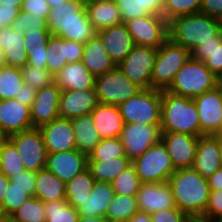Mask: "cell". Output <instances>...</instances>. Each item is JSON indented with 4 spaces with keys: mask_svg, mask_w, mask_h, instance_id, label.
Segmentation results:
<instances>
[{
    "mask_svg": "<svg viewBox=\"0 0 222 222\" xmlns=\"http://www.w3.org/2000/svg\"><path fill=\"white\" fill-rule=\"evenodd\" d=\"M23 34L26 50L29 47H47L48 41L51 37V33L49 30H29Z\"/></svg>",
    "mask_w": 222,
    "mask_h": 222,
    "instance_id": "50",
    "label": "cell"
},
{
    "mask_svg": "<svg viewBox=\"0 0 222 222\" xmlns=\"http://www.w3.org/2000/svg\"><path fill=\"white\" fill-rule=\"evenodd\" d=\"M141 89L118 66L95 78L98 101L104 104L119 106L135 96Z\"/></svg>",
    "mask_w": 222,
    "mask_h": 222,
    "instance_id": "9",
    "label": "cell"
},
{
    "mask_svg": "<svg viewBox=\"0 0 222 222\" xmlns=\"http://www.w3.org/2000/svg\"><path fill=\"white\" fill-rule=\"evenodd\" d=\"M91 116L101 140L120 136L125 124L119 106L99 102Z\"/></svg>",
    "mask_w": 222,
    "mask_h": 222,
    "instance_id": "25",
    "label": "cell"
},
{
    "mask_svg": "<svg viewBox=\"0 0 222 222\" xmlns=\"http://www.w3.org/2000/svg\"><path fill=\"white\" fill-rule=\"evenodd\" d=\"M207 181L210 191L222 190V168L217 169Z\"/></svg>",
    "mask_w": 222,
    "mask_h": 222,
    "instance_id": "58",
    "label": "cell"
},
{
    "mask_svg": "<svg viewBox=\"0 0 222 222\" xmlns=\"http://www.w3.org/2000/svg\"><path fill=\"white\" fill-rule=\"evenodd\" d=\"M152 222H186L189 217L177 207L161 209L150 214Z\"/></svg>",
    "mask_w": 222,
    "mask_h": 222,
    "instance_id": "48",
    "label": "cell"
},
{
    "mask_svg": "<svg viewBox=\"0 0 222 222\" xmlns=\"http://www.w3.org/2000/svg\"><path fill=\"white\" fill-rule=\"evenodd\" d=\"M222 31L220 19L198 12L175 17L168 22L169 38L190 52L207 41H215Z\"/></svg>",
    "mask_w": 222,
    "mask_h": 222,
    "instance_id": "3",
    "label": "cell"
},
{
    "mask_svg": "<svg viewBox=\"0 0 222 222\" xmlns=\"http://www.w3.org/2000/svg\"><path fill=\"white\" fill-rule=\"evenodd\" d=\"M9 140L15 145L25 170L45 169L47 150L38 128L12 134Z\"/></svg>",
    "mask_w": 222,
    "mask_h": 222,
    "instance_id": "11",
    "label": "cell"
},
{
    "mask_svg": "<svg viewBox=\"0 0 222 222\" xmlns=\"http://www.w3.org/2000/svg\"><path fill=\"white\" fill-rule=\"evenodd\" d=\"M125 147L119 137L100 140L88 155V161H104L112 158L125 157Z\"/></svg>",
    "mask_w": 222,
    "mask_h": 222,
    "instance_id": "41",
    "label": "cell"
},
{
    "mask_svg": "<svg viewBox=\"0 0 222 222\" xmlns=\"http://www.w3.org/2000/svg\"><path fill=\"white\" fill-rule=\"evenodd\" d=\"M44 202L31 196L11 216L14 222H46Z\"/></svg>",
    "mask_w": 222,
    "mask_h": 222,
    "instance_id": "40",
    "label": "cell"
},
{
    "mask_svg": "<svg viewBox=\"0 0 222 222\" xmlns=\"http://www.w3.org/2000/svg\"><path fill=\"white\" fill-rule=\"evenodd\" d=\"M115 196L111 183L95 181L89 197L77 209L79 216L105 217Z\"/></svg>",
    "mask_w": 222,
    "mask_h": 222,
    "instance_id": "28",
    "label": "cell"
},
{
    "mask_svg": "<svg viewBox=\"0 0 222 222\" xmlns=\"http://www.w3.org/2000/svg\"><path fill=\"white\" fill-rule=\"evenodd\" d=\"M222 218V190L210 191L204 219L208 221H220Z\"/></svg>",
    "mask_w": 222,
    "mask_h": 222,
    "instance_id": "47",
    "label": "cell"
},
{
    "mask_svg": "<svg viewBox=\"0 0 222 222\" xmlns=\"http://www.w3.org/2000/svg\"><path fill=\"white\" fill-rule=\"evenodd\" d=\"M221 83L222 80L212 73L204 62L190 57L178 70L166 91L193 99Z\"/></svg>",
    "mask_w": 222,
    "mask_h": 222,
    "instance_id": "5",
    "label": "cell"
},
{
    "mask_svg": "<svg viewBox=\"0 0 222 222\" xmlns=\"http://www.w3.org/2000/svg\"><path fill=\"white\" fill-rule=\"evenodd\" d=\"M164 143L175 170L192 168L196 153L198 136L181 132H161Z\"/></svg>",
    "mask_w": 222,
    "mask_h": 222,
    "instance_id": "15",
    "label": "cell"
},
{
    "mask_svg": "<svg viewBox=\"0 0 222 222\" xmlns=\"http://www.w3.org/2000/svg\"><path fill=\"white\" fill-rule=\"evenodd\" d=\"M36 172L24 170L10 178V182L16 187L27 190V194L34 196L36 190Z\"/></svg>",
    "mask_w": 222,
    "mask_h": 222,
    "instance_id": "49",
    "label": "cell"
},
{
    "mask_svg": "<svg viewBox=\"0 0 222 222\" xmlns=\"http://www.w3.org/2000/svg\"><path fill=\"white\" fill-rule=\"evenodd\" d=\"M191 57L190 51L168 38L158 49L151 75V88L166 90L178 70Z\"/></svg>",
    "mask_w": 222,
    "mask_h": 222,
    "instance_id": "6",
    "label": "cell"
},
{
    "mask_svg": "<svg viewBox=\"0 0 222 222\" xmlns=\"http://www.w3.org/2000/svg\"><path fill=\"white\" fill-rule=\"evenodd\" d=\"M54 77V83L61 90L95 89V76L82 61L68 63Z\"/></svg>",
    "mask_w": 222,
    "mask_h": 222,
    "instance_id": "26",
    "label": "cell"
},
{
    "mask_svg": "<svg viewBox=\"0 0 222 222\" xmlns=\"http://www.w3.org/2000/svg\"><path fill=\"white\" fill-rule=\"evenodd\" d=\"M10 179L3 173L0 172V207L3 203L4 194L6 192V188L8 187Z\"/></svg>",
    "mask_w": 222,
    "mask_h": 222,
    "instance_id": "59",
    "label": "cell"
},
{
    "mask_svg": "<svg viewBox=\"0 0 222 222\" xmlns=\"http://www.w3.org/2000/svg\"><path fill=\"white\" fill-rule=\"evenodd\" d=\"M0 47L4 51L7 66L22 68L27 63L24 34L10 26L0 28Z\"/></svg>",
    "mask_w": 222,
    "mask_h": 222,
    "instance_id": "30",
    "label": "cell"
},
{
    "mask_svg": "<svg viewBox=\"0 0 222 222\" xmlns=\"http://www.w3.org/2000/svg\"><path fill=\"white\" fill-rule=\"evenodd\" d=\"M36 92L37 90L35 88H32L29 84L23 83L21 89L16 95V100L31 108Z\"/></svg>",
    "mask_w": 222,
    "mask_h": 222,
    "instance_id": "56",
    "label": "cell"
},
{
    "mask_svg": "<svg viewBox=\"0 0 222 222\" xmlns=\"http://www.w3.org/2000/svg\"><path fill=\"white\" fill-rule=\"evenodd\" d=\"M50 6L45 0H24L21 10L32 15H38L48 20Z\"/></svg>",
    "mask_w": 222,
    "mask_h": 222,
    "instance_id": "52",
    "label": "cell"
},
{
    "mask_svg": "<svg viewBox=\"0 0 222 222\" xmlns=\"http://www.w3.org/2000/svg\"><path fill=\"white\" fill-rule=\"evenodd\" d=\"M202 0H164L163 17L169 22L175 17L198 13Z\"/></svg>",
    "mask_w": 222,
    "mask_h": 222,
    "instance_id": "43",
    "label": "cell"
},
{
    "mask_svg": "<svg viewBox=\"0 0 222 222\" xmlns=\"http://www.w3.org/2000/svg\"><path fill=\"white\" fill-rule=\"evenodd\" d=\"M23 81L36 90L54 83V77L48 69H38L26 64L21 68Z\"/></svg>",
    "mask_w": 222,
    "mask_h": 222,
    "instance_id": "45",
    "label": "cell"
},
{
    "mask_svg": "<svg viewBox=\"0 0 222 222\" xmlns=\"http://www.w3.org/2000/svg\"><path fill=\"white\" fill-rule=\"evenodd\" d=\"M125 24L136 46L158 49L169 38L168 21L161 15L134 18Z\"/></svg>",
    "mask_w": 222,
    "mask_h": 222,
    "instance_id": "10",
    "label": "cell"
},
{
    "mask_svg": "<svg viewBox=\"0 0 222 222\" xmlns=\"http://www.w3.org/2000/svg\"><path fill=\"white\" fill-rule=\"evenodd\" d=\"M160 124H125L119 139L125 147L126 156L131 160L140 157L148 148L161 140Z\"/></svg>",
    "mask_w": 222,
    "mask_h": 222,
    "instance_id": "12",
    "label": "cell"
},
{
    "mask_svg": "<svg viewBox=\"0 0 222 222\" xmlns=\"http://www.w3.org/2000/svg\"><path fill=\"white\" fill-rule=\"evenodd\" d=\"M112 61L120 64L136 46L125 23L111 26L96 32Z\"/></svg>",
    "mask_w": 222,
    "mask_h": 222,
    "instance_id": "22",
    "label": "cell"
},
{
    "mask_svg": "<svg viewBox=\"0 0 222 222\" xmlns=\"http://www.w3.org/2000/svg\"><path fill=\"white\" fill-rule=\"evenodd\" d=\"M107 222H130V221L129 219H126V220H113V221L108 220Z\"/></svg>",
    "mask_w": 222,
    "mask_h": 222,
    "instance_id": "69",
    "label": "cell"
},
{
    "mask_svg": "<svg viewBox=\"0 0 222 222\" xmlns=\"http://www.w3.org/2000/svg\"><path fill=\"white\" fill-rule=\"evenodd\" d=\"M24 0H0V5L21 8Z\"/></svg>",
    "mask_w": 222,
    "mask_h": 222,
    "instance_id": "61",
    "label": "cell"
},
{
    "mask_svg": "<svg viewBox=\"0 0 222 222\" xmlns=\"http://www.w3.org/2000/svg\"><path fill=\"white\" fill-rule=\"evenodd\" d=\"M98 103L95 89L61 90L59 117L72 120L80 116L89 115Z\"/></svg>",
    "mask_w": 222,
    "mask_h": 222,
    "instance_id": "20",
    "label": "cell"
},
{
    "mask_svg": "<svg viewBox=\"0 0 222 222\" xmlns=\"http://www.w3.org/2000/svg\"><path fill=\"white\" fill-rule=\"evenodd\" d=\"M0 222H14L12 216L0 214Z\"/></svg>",
    "mask_w": 222,
    "mask_h": 222,
    "instance_id": "66",
    "label": "cell"
},
{
    "mask_svg": "<svg viewBox=\"0 0 222 222\" xmlns=\"http://www.w3.org/2000/svg\"><path fill=\"white\" fill-rule=\"evenodd\" d=\"M162 90L141 89L135 96L119 105L124 124H160Z\"/></svg>",
    "mask_w": 222,
    "mask_h": 222,
    "instance_id": "7",
    "label": "cell"
},
{
    "mask_svg": "<svg viewBox=\"0 0 222 222\" xmlns=\"http://www.w3.org/2000/svg\"><path fill=\"white\" fill-rule=\"evenodd\" d=\"M132 165L141 183L168 182L169 177L176 171L161 140L133 160Z\"/></svg>",
    "mask_w": 222,
    "mask_h": 222,
    "instance_id": "8",
    "label": "cell"
},
{
    "mask_svg": "<svg viewBox=\"0 0 222 222\" xmlns=\"http://www.w3.org/2000/svg\"><path fill=\"white\" fill-rule=\"evenodd\" d=\"M157 49L135 46L117 66L136 85L142 89L151 88V75Z\"/></svg>",
    "mask_w": 222,
    "mask_h": 222,
    "instance_id": "13",
    "label": "cell"
},
{
    "mask_svg": "<svg viewBox=\"0 0 222 222\" xmlns=\"http://www.w3.org/2000/svg\"><path fill=\"white\" fill-rule=\"evenodd\" d=\"M60 93L61 88L55 83L37 90L30 108L33 128H40L59 118Z\"/></svg>",
    "mask_w": 222,
    "mask_h": 222,
    "instance_id": "19",
    "label": "cell"
},
{
    "mask_svg": "<svg viewBox=\"0 0 222 222\" xmlns=\"http://www.w3.org/2000/svg\"><path fill=\"white\" fill-rule=\"evenodd\" d=\"M46 222H78L79 213L76 208L67 204L66 199L44 202Z\"/></svg>",
    "mask_w": 222,
    "mask_h": 222,
    "instance_id": "39",
    "label": "cell"
},
{
    "mask_svg": "<svg viewBox=\"0 0 222 222\" xmlns=\"http://www.w3.org/2000/svg\"><path fill=\"white\" fill-rule=\"evenodd\" d=\"M6 65L5 55L3 49L0 47V68Z\"/></svg>",
    "mask_w": 222,
    "mask_h": 222,
    "instance_id": "67",
    "label": "cell"
},
{
    "mask_svg": "<svg viewBox=\"0 0 222 222\" xmlns=\"http://www.w3.org/2000/svg\"><path fill=\"white\" fill-rule=\"evenodd\" d=\"M130 222H152L150 214L138 211L130 219Z\"/></svg>",
    "mask_w": 222,
    "mask_h": 222,
    "instance_id": "60",
    "label": "cell"
},
{
    "mask_svg": "<svg viewBox=\"0 0 222 222\" xmlns=\"http://www.w3.org/2000/svg\"><path fill=\"white\" fill-rule=\"evenodd\" d=\"M136 198L139 211L148 214L161 209L176 207L168 182L141 183Z\"/></svg>",
    "mask_w": 222,
    "mask_h": 222,
    "instance_id": "21",
    "label": "cell"
},
{
    "mask_svg": "<svg viewBox=\"0 0 222 222\" xmlns=\"http://www.w3.org/2000/svg\"><path fill=\"white\" fill-rule=\"evenodd\" d=\"M48 30L51 35L83 44L96 34L84 0H68L54 5L50 9Z\"/></svg>",
    "mask_w": 222,
    "mask_h": 222,
    "instance_id": "1",
    "label": "cell"
},
{
    "mask_svg": "<svg viewBox=\"0 0 222 222\" xmlns=\"http://www.w3.org/2000/svg\"><path fill=\"white\" fill-rule=\"evenodd\" d=\"M9 139V135L0 126V147Z\"/></svg>",
    "mask_w": 222,
    "mask_h": 222,
    "instance_id": "63",
    "label": "cell"
},
{
    "mask_svg": "<svg viewBox=\"0 0 222 222\" xmlns=\"http://www.w3.org/2000/svg\"><path fill=\"white\" fill-rule=\"evenodd\" d=\"M83 49V43L51 35L47 45V69L54 76L68 63L82 61Z\"/></svg>",
    "mask_w": 222,
    "mask_h": 222,
    "instance_id": "16",
    "label": "cell"
},
{
    "mask_svg": "<svg viewBox=\"0 0 222 222\" xmlns=\"http://www.w3.org/2000/svg\"><path fill=\"white\" fill-rule=\"evenodd\" d=\"M82 63L95 77L110 72L116 67L97 34L84 44Z\"/></svg>",
    "mask_w": 222,
    "mask_h": 222,
    "instance_id": "27",
    "label": "cell"
},
{
    "mask_svg": "<svg viewBox=\"0 0 222 222\" xmlns=\"http://www.w3.org/2000/svg\"><path fill=\"white\" fill-rule=\"evenodd\" d=\"M139 17L147 15L163 16L164 0H135Z\"/></svg>",
    "mask_w": 222,
    "mask_h": 222,
    "instance_id": "51",
    "label": "cell"
},
{
    "mask_svg": "<svg viewBox=\"0 0 222 222\" xmlns=\"http://www.w3.org/2000/svg\"><path fill=\"white\" fill-rule=\"evenodd\" d=\"M186 222H204V218L189 217Z\"/></svg>",
    "mask_w": 222,
    "mask_h": 222,
    "instance_id": "68",
    "label": "cell"
},
{
    "mask_svg": "<svg viewBox=\"0 0 222 222\" xmlns=\"http://www.w3.org/2000/svg\"><path fill=\"white\" fill-rule=\"evenodd\" d=\"M38 129L42 135L47 153L77 149L71 119L59 117Z\"/></svg>",
    "mask_w": 222,
    "mask_h": 222,
    "instance_id": "18",
    "label": "cell"
},
{
    "mask_svg": "<svg viewBox=\"0 0 222 222\" xmlns=\"http://www.w3.org/2000/svg\"><path fill=\"white\" fill-rule=\"evenodd\" d=\"M111 185L115 194L136 196L140 189L141 181L131 164L111 182Z\"/></svg>",
    "mask_w": 222,
    "mask_h": 222,
    "instance_id": "42",
    "label": "cell"
},
{
    "mask_svg": "<svg viewBox=\"0 0 222 222\" xmlns=\"http://www.w3.org/2000/svg\"><path fill=\"white\" fill-rule=\"evenodd\" d=\"M20 10L21 8L0 5V28L11 26V23L18 16Z\"/></svg>",
    "mask_w": 222,
    "mask_h": 222,
    "instance_id": "57",
    "label": "cell"
},
{
    "mask_svg": "<svg viewBox=\"0 0 222 222\" xmlns=\"http://www.w3.org/2000/svg\"><path fill=\"white\" fill-rule=\"evenodd\" d=\"M27 63L30 66L36 67L38 69H47L46 59H47V47H29L27 50Z\"/></svg>",
    "mask_w": 222,
    "mask_h": 222,
    "instance_id": "53",
    "label": "cell"
},
{
    "mask_svg": "<svg viewBox=\"0 0 222 222\" xmlns=\"http://www.w3.org/2000/svg\"><path fill=\"white\" fill-rule=\"evenodd\" d=\"M50 8L54 7V5H59V4H62V2H65V1H68V0H45Z\"/></svg>",
    "mask_w": 222,
    "mask_h": 222,
    "instance_id": "64",
    "label": "cell"
},
{
    "mask_svg": "<svg viewBox=\"0 0 222 222\" xmlns=\"http://www.w3.org/2000/svg\"><path fill=\"white\" fill-rule=\"evenodd\" d=\"M23 83L21 68L2 66L0 68V100L16 98Z\"/></svg>",
    "mask_w": 222,
    "mask_h": 222,
    "instance_id": "36",
    "label": "cell"
},
{
    "mask_svg": "<svg viewBox=\"0 0 222 222\" xmlns=\"http://www.w3.org/2000/svg\"><path fill=\"white\" fill-rule=\"evenodd\" d=\"M200 12L210 17L222 18V0H202Z\"/></svg>",
    "mask_w": 222,
    "mask_h": 222,
    "instance_id": "55",
    "label": "cell"
},
{
    "mask_svg": "<svg viewBox=\"0 0 222 222\" xmlns=\"http://www.w3.org/2000/svg\"><path fill=\"white\" fill-rule=\"evenodd\" d=\"M86 11L96 32L123 23L116 1H86Z\"/></svg>",
    "mask_w": 222,
    "mask_h": 222,
    "instance_id": "29",
    "label": "cell"
},
{
    "mask_svg": "<svg viewBox=\"0 0 222 222\" xmlns=\"http://www.w3.org/2000/svg\"><path fill=\"white\" fill-rule=\"evenodd\" d=\"M94 182L95 180L88 168L68 181L65 188L67 204L78 209L87 197L90 196Z\"/></svg>",
    "mask_w": 222,
    "mask_h": 222,
    "instance_id": "34",
    "label": "cell"
},
{
    "mask_svg": "<svg viewBox=\"0 0 222 222\" xmlns=\"http://www.w3.org/2000/svg\"><path fill=\"white\" fill-rule=\"evenodd\" d=\"M138 211L136 196L115 194L108 207L106 219L110 221L126 220L130 219Z\"/></svg>",
    "mask_w": 222,
    "mask_h": 222,
    "instance_id": "37",
    "label": "cell"
},
{
    "mask_svg": "<svg viewBox=\"0 0 222 222\" xmlns=\"http://www.w3.org/2000/svg\"><path fill=\"white\" fill-rule=\"evenodd\" d=\"M24 170V165L15 145L8 139L0 147V172L10 179Z\"/></svg>",
    "mask_w": 222,
    "mask_h": 222,
    "instance_id": "38",
    "label": "cell"
},
{
    "mask_svg": "<svg viewBox=\"0 0 222 222\" xmlns=\"http://www.w3.org/2000/svg\"><path fill=\"white\" fill-rule=\"evenodd\" d=\"M132 164L127 157L112 158L104 161H88V169L95 181L111 183L124 169Z\"/></svg>",
    "mask_w": 222,
    "mask_h": 222,
    "instance_id": "35",
    "label": "cell"
},
{
    "mask_svg": "<svg viewBox=\"0 0 222 222\" xmlns=\"http://www.w3.org/2000/svg\"><path fill=\"white\" fill-rule=\"evenodd\" d=\"M175 206L188 217L204 218L210 189L207 179L193 168L176 170L168 180Z\"/></svg>",
    "mask_w": 222,
    "mask_h": 222,
    "instance_id": "2",
    "label": "cell"
},
{
    "mask_svg": "<svg viewBox=\"0 0 222 222\" xmlns=\"http://www.w3.org/2000/svg\"><path fill=\"white\" fill-rule=\"evenodd\" d=\"M72 124L76 147L80 152L88 156L101 140L97 129L94 127V120L91 114L72 119Z\"/></svg>",
    "mask_w": 222,
    "mask_h": 222,
    "instance_id": "33",
    "label": "cell"
},
{
    "mask_svg": "<svg viewBox=\"0 0 222 222\" xmlns=\"http://www.w3.org/2000/svg\"><path fill=\"white\" fill-rule=\"evenodd\" d=\"M88 167V156L78 149L47 153L45 169L67 183Z\"/></svg>",
    "mask_w": 222,
    "mask_h": 222,
    "instance_id": "17",
    "label": "cell"
},
{
    "mask_svg": "<svg viewBox=\"0 0 222 222\" xmlns=\"http://www.w3.org/2000/svg\"><path fill=\"white\" fill-rule=\"evenodd\" d=\"M161 132L200 136V123L193 99L162 90Z\"/></svg>",
    "mask_w": 222,
    "mask_h": 222,
    "instance_id": "4",
    "label": "cell"
},
{
    "mask_svg": "<svg viewBox=\"0 0 222 222\" xmlns=\"http://www.w3.org/2000/svg\"><path fill=\"white\" fill-rule=\"evenodd\" d=\"M108 220L105 217H86V216H80L78 222H107Z\"/></svg>",
    "mask_w": 222,
    "mask_h": 222,
    "instance_id": "62",
    "label": "cell"
},
{
    "mask_svg": "<svg viewBox=\"0 0 222 222\" xmlns=\"http://www.w3.org/2000/svg\"><path fill=\"white\" fill-rule=\"evenodd\" d=\"M14 31L25 33L29 30H48V20L32 13L19 11L18 16L13 20L10 26Z\"/></svg>",
    "mask_w": 222,
    "mask_h": 222,
    "instance_id": "46",
    "label": "cell"
},
{
    "mask_svg": "<svg viewBox=\"0 0 222 222\" xmlns=\"http://www.w3.org/2000/svg\"><path fill=\"white\" fill-rule=\"evenodd\" d=\"M123 23L138 18L137 3L135 0H116Z\"/></svg>",
    "mask_w": 222,
    "mask_h": 222,
    "instance_id": "54",
    "label": "cell"
},
{
    "mask_svg": "<svg viewBox=\"0 0 222 222\" xmlns=\"http://www.w3.org/2000/svg\"><path fill=\"white\" fill-rule=\"evenodd\" d=\"M204 222H220V221H208V220L204 219Z\"/></svg>",
    "mask_w": 222,
    "mask_h": 222,
    "instance_id": "70",
    "label": "cell"
},
{
    "mask_svg": "<svg viewBox=\"0 0 222 222\" xmlns=\"http://www.w3.org/2000/svg\"><path fill=\"white\" fill-rule=\"evenodd\" d=\"M192 168L205 179L221 168L218 134L198 137L197 153Z\"/></svg>",
    "mask_w": 222,
    "mask_h": 222,
    "instance_id": "24",
    "label": "cell"
},
{
    "mask_svg": "<svg viewBox=\"0 0 222 222\" xmlns=\"http://www.w3.org/2000/svg\"><path fill=\"white\" fill-rule=\"evenodd\" d=\"M218 145H219L220 161H221V168H222V133L218 134Z\"/></svg>",
    "mask_w": 222,
    "mask_h": 222,
    "instance_id": "65",
    "label": "cell"
},
{
    "mask_svg": "<svg viewBox=\"0 0 222 222\" xmlns=\"http://www.w3.org/2000/svg\"><path fill=\"white\" fill-rule=\"evenodd\" d=\"M0 126L9 136L33 129L30 107L16 98L0 100Z\"/></svg>",
    "mask_w": 222,
    "mask_h": 222,
    "instance_id": "23",
    "label": "cell"
},
{
    "mask_svg": "<svg viewBox=\"0 0 222 222\" xmlns=\"http://www.w3.org/2000/svg\"><path fill=\"white\" fill-rule=\"evenodd\" d=\"M28 198L30 196L27 194V190L16 187L12 182H9L0 207V214L11 216Z\"/></svg>",
    "mask_w": 222,
    "mask_h": 222,
    "instance_id": "44",
    "label": "cell"
},
{
    "mask_svg": "<svg viewBox=\"0 0 222 222\" xmlns=\"http://www.w3.org/2000/svg\"><path fill=\"white\" fill-rule=\"evenodd\" d=\"M34 196L43 202L65 199L66 183L46 169L36 172Z\"/></svg>",
    "mask_w": 222,
    "mask_h": 222,
    "instance_id": "32",
    "label": "cell"
},
{
    "mask_svg": "<svg viewBox=\"0 0 222 222\" xmlns=\"http://www.w3.org/2000/svg\"><path fill=\"white\" fill-rule=\"evenodd\" d=\"M190 54L192 59L204 62L205 66L222 80V31L215 36V41L198 45Z\"/></svg>",
    "mask_w": 222,
    "mask_h": 222,
    "instance_id": "31",
    "label": "cell"
},
{
    "mask_svg": "<svg viewBox=\"0 0 222 222\" xmlns=\"http://www.w3.org/2000/svg\"><path fill=\"white\" fill-rule=\"evenodd\" d=\"M197 107L200 136L222 133V83L193 98Z\"/></svg>",
    "mask_w": 222,
    "mask_h": 222,
    "instance_id": "14",
    "label": "cell"
}]
</instances>
